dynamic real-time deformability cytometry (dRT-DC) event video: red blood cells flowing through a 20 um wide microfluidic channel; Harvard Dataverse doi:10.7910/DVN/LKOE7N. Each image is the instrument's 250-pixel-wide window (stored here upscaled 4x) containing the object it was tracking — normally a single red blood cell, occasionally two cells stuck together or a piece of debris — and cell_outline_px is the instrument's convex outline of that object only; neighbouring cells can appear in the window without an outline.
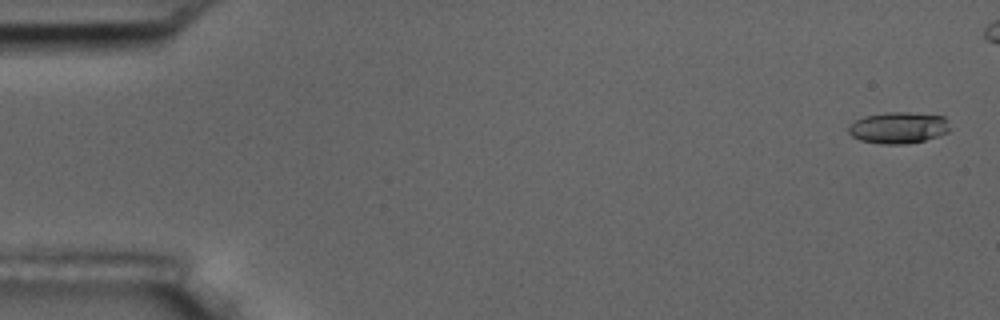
{"species": "common noctule bat (a hibernating species)", "species_latin": "Nyctalus noctula", "temperature_condition": "room temperature", "stored_images_in_passage": 50, "camera_frame_rate_fps": 3000, "um_per_image_px": 0.085, "animal": {"sex": "male", "body_mass_g": 17.5, "forearm_length_mm": 52.3}, "frame": {"image": 1, "passage_image": 2, "time_ms": 0.333, "image_size_px": [1000, 320], "cell_outline_px": [[948, 132], [924, 140], [904, 144], [884, 144], [860, 140], [852, 136], [848, 132], [848, 128], [856, 120], [864, 116], [884, 112], [908, 112], [944, 116], [948, 120]], "centroid_in_image_um": [76.35, 10.84], "position_along_channel_um": 8.6, "area_um2": 18.44}}
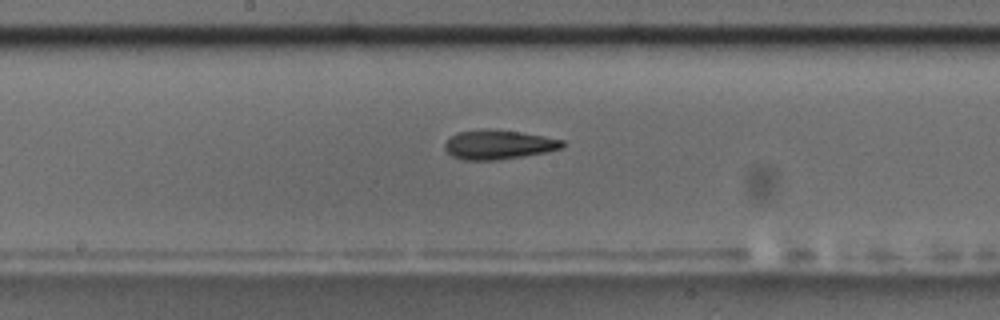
{"frame": {"image": 2, "passage_image": 30, "time_ms": 9.667, "image_size_px": [1000, 320], "cell_outline_px": [[564, 148], [548, 152], [524, 156], [496, 160], [464, 160], [452, 156], [444, 148], [444, 144], [452, 136], [460, 132], [488, 128], [492, 128], [520, 132], [544, 136], [564, 140]], "centroid_in_image_um": [42.41, 12.29], "position_along_channel_um": 205.8, "area_um2": 20.17}}
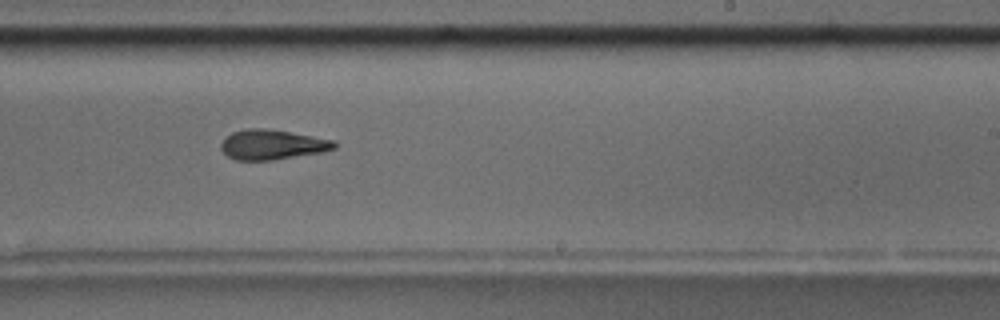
{"frame": {"image": 3, "passage_image": 35, "time_ms": 11.333, "image_size_px": [1000, 320], "cell_outline_px": [[336, 148], [320, 152], [272, 160], [236, 160], [228, 156], [220, 148], [220, 144], [224, 136], [232, 132], [248, 128], [268, 128], [336, 140]], "centroid_in_image_um": [23.11, 12.28], "position_along_channel_um": 265.9, "area_um2": 19.83}, "authors_computed_cell_mechanics": {"area_um2": 19.1029, "velocity_mm_per_s": 3.6127, "shape_relaxation_time_tau1_ms": 6.3324, "shape_relaxation_time_tau2_ms": 5.3653, "deformation_change_tau1": 0.1895, "deformation_change_tau2": 0.1622}}